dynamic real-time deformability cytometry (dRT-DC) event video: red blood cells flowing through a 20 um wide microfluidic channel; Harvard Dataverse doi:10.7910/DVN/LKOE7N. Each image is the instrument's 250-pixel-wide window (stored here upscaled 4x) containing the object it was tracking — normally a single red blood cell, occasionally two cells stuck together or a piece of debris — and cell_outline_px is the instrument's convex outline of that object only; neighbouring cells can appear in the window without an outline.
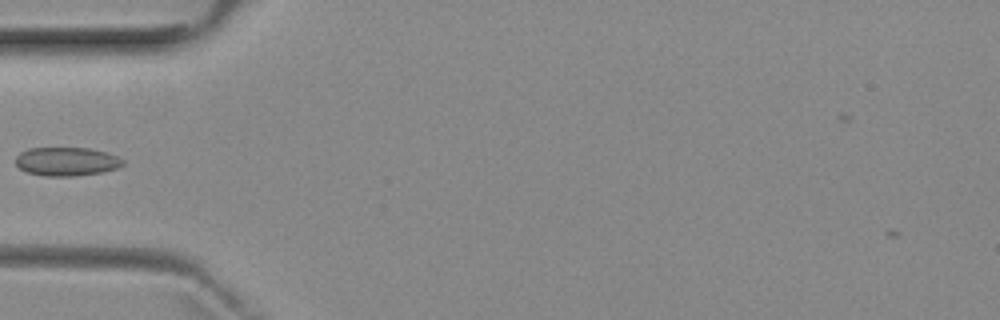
{"species": "common noctule bat (a hibernating species)", "species_latin": "Nyctalus noctula", "temperature_condition": "room temperature", "stored_images_in_passage": 5, "camera_frame_rate_fps": 3000, "um_per_image_px": 0.085, "animal": {"sex": "female", "body_mass_g": 29.2, "forearm_length_mm": 56.3}, "frame": {"image": 1, "passage_image": 5, "time_ms": 5.667, "image_size_px": [1000, 320], "cell_outline_px": [[124, 164], [116, 168], [100, 172], [76, 176], [44, 176], [28, 172], [20, 168], [16, 164], [16, 156], [20, 152], [28, 148], [88, 148], [108, 152], [124, 160]], "centroid_in_image_um": [5.65, 13.72], "position_along_channel_um": 79.3, "area_um2": 17.86}}